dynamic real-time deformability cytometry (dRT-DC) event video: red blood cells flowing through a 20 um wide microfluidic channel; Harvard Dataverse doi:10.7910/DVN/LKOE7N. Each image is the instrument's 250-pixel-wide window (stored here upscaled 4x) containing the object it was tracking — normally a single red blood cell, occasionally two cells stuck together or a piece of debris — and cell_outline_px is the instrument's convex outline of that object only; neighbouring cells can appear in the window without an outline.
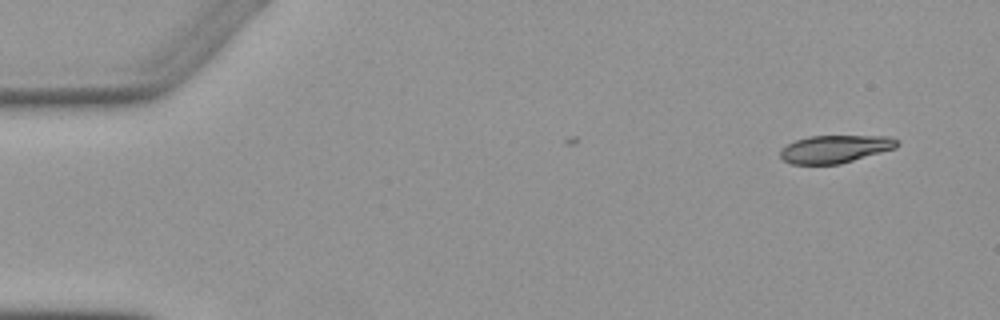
{"species": "Egyptian fruit bat (a non-hibernating species)", "species_latin": "Rousettus aegyptiacus", "temperature_condition": "warm", "stored_images_in_passage": 3, "camera_frame_rate_fps": 3000, "um_per_image_px": 0.085, "animal": {"sex": "female"}, "frame": {"image": 1, "passage_image": 1, "time_ms": 0.0, "image_size_px": [1000, 320], "cell_outline_px": [[900, 144], [896, 148], [840, 164], [792, 164], [784, 160], [780, 156], [780, 152], [788, 144], [796, 140], [808, 136], [892, 136], [900, 140]], "centroid_in_image_um": [71.05, 12.65], "position_along_channel_um": 14.0, "area_um2": 18.9}}
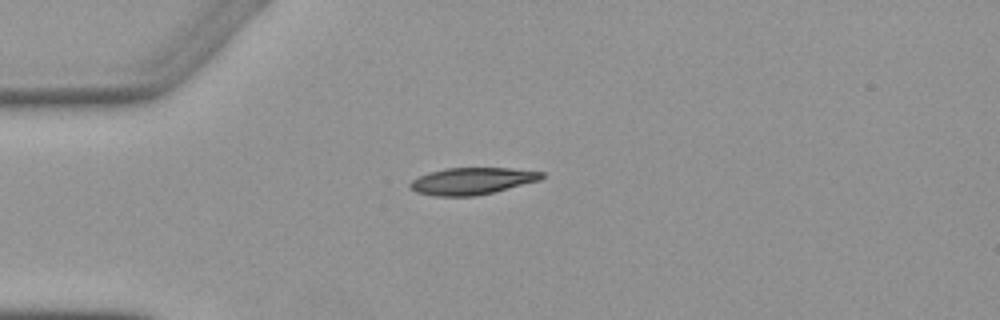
{"frame": {"image": 2, "passage_image": 3, "time_ms": 3.333, "image_size_px": [1000, 320], "cell_outline_px": [[544, 176], [540, 180], [476, 196], [436, 196], [416, 192], [408, 184], [412, 180], [428, 172], [444, 168], [512, 168], [544, 172]], "centroid_in_image_um": [40.11, 15.38], "position_along_channel_um": 44.9, "area_um2": 20.52}}